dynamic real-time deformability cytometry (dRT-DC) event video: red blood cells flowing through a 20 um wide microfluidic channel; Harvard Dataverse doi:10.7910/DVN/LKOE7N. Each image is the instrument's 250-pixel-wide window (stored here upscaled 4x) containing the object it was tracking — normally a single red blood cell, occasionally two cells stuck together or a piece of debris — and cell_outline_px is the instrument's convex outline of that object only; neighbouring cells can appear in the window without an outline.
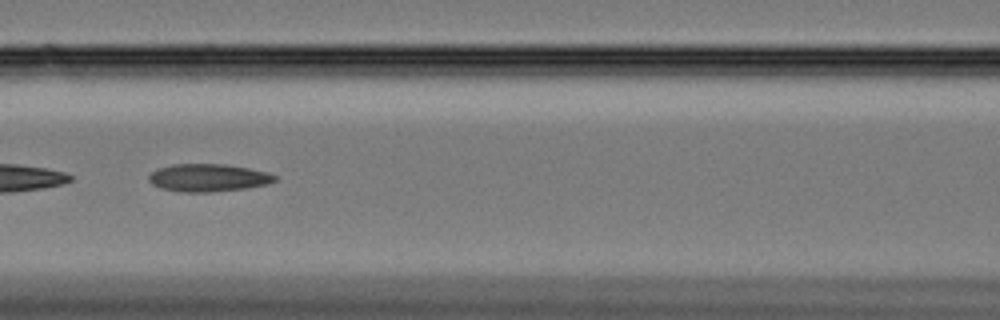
{"species": "Egyptian fruit bat (a non-hibernating species)", "species_latin": "Rousettus aegyptiacus", "temperature_condition": "cold", "stored_images_in_passage": 20, "camera_frame_rate_fps": 3000, "um_per_image_px": 0.085, "animal": {"sex": "female"}, "frame": {"image": 1, "passage_image": 12, "time_ms": 3.667, "image_size_px": [1000, 320], "cell_outline_px": [[276, 180], [268, 184], [248, 188], [208, 192], [180, 192], [160, 188], [152, 184], [148, 180], [148, 176], [152, 172], [160, 168], [172, 164], [224, 164], [248, 168], [268, 172], [276, 176]], "centroid_in_image_um": [17.7, 15.11], "position_along_channel_um": 148.9, "area_um2": 20.35}}